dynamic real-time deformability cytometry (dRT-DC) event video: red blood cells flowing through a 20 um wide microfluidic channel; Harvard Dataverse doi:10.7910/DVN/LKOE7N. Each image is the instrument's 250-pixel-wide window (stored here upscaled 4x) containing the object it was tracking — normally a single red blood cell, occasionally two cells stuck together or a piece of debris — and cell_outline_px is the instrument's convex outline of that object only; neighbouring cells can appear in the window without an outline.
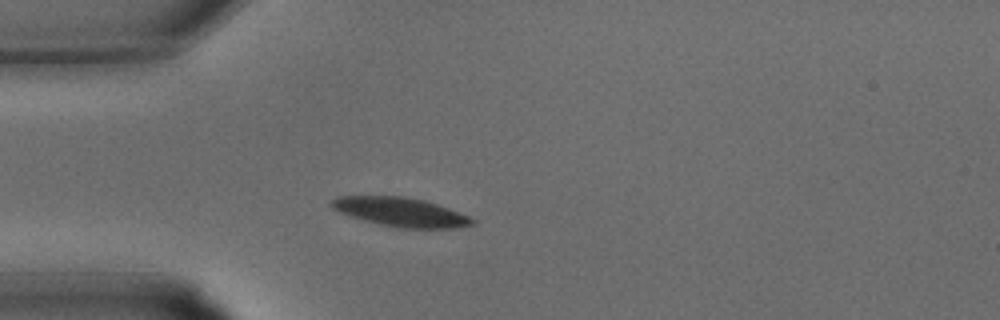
{"species": "common noctule bat (a hibernating species)", "species_latin": "Nyctalus noctula", "temperature_condition": "warm", "stored_images_in_passage": 25, "camera_frame_rate_fps": 3000, "um_per_image_px": 0.085, "animal": {"sex": "male", "body_mass_g": 15.6}, "frame": {"image": 1, "passage_image": 1, "time_ms": 0.0, "image_size_px": [1000, 320], "cell_outline_px": [[476, 224], [456, 228], [400, 228], [380, 224], [364, 220], [340, 212], [332, 208], [328, 204], [336, 196], [404, 196], [424, 200], [448, 208], [468, 216], [476, 220]], "centroid_in_image_um": [34.06, 18.02], "position_along_channel_um": 50.9, "area_um2": 23.7}}
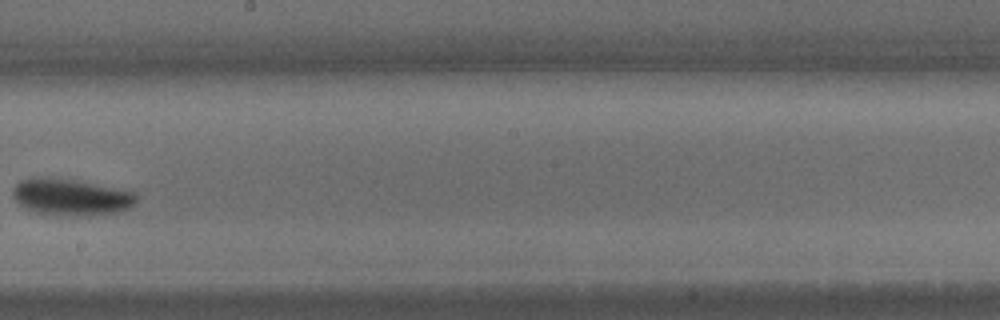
{"frame": {"image": 2, "passage_image": 11, "time_ms": 3.333, "image_size_px": [1000, 320], "cell_outline_px": [[136, 204], [120, 212], [84, 216], [76, 216], [40, 212], [24, 208], [12, 196], [12, 188], [20, 180], [32, 176], [36, 176], [80, 180], [136, 192]], "centroid_in_image_um": [6.04, 16.72], "position_along_channel_um": 242.2, "area_um2": 26.65}}
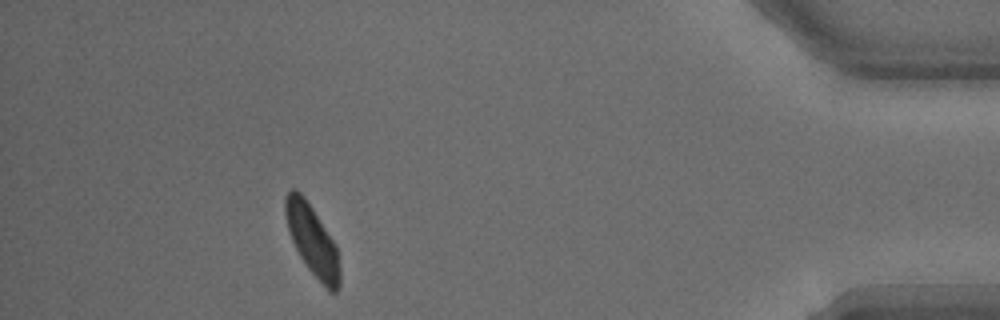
{"frame": {"image": 3, "passage_image": 22, "time_ms": 7.0, "image_size_px": [1000, 320], "cell_outline_px": [[340, 284], [336, 292], [328, 292], [308, 268], [300, 256], [288, 232], [284, 212], [284, 196], [292, 188], [296, 188], [304, 196], [336, 244], [340, 268]], "centroid_in_image_um": [26.54, 20.43], "position_along_channel_um": 408.7, "area_um2": 22.48}}